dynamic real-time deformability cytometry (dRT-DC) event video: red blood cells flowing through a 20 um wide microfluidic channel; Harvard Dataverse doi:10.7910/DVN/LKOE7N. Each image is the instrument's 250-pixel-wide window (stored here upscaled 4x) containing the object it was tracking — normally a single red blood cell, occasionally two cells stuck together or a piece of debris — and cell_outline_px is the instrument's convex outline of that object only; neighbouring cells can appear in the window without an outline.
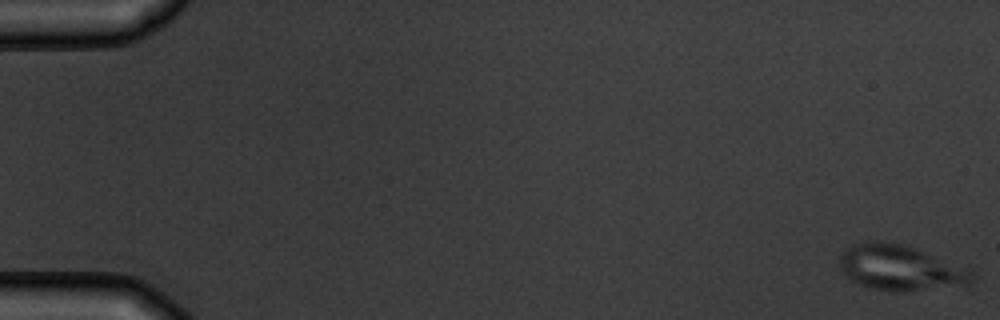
{"species": "common noctule bat (a hibernating species)", "species_latin": "Nyctalus noctula", "temperature_condition": "warm", "stored_images_in_passage": 5, "camera_frame_rate_fps": 3000, "um_per_image_px": 0.085, "animal": {"sex": "male", "body_mass_g": 19.5, "forearm_length_mm": 54.6}, "frame": {"image": 1, "passage_image": 1, "time_ms": 0.0, "image_size_px": [1000, 320], "cell_outline_px": [[976, 280], [972, 284], [904, 292], [900, 292], [872, 288], [860, 284], [844, 276], [840, 268], [840, 256], [844, 248], [868, 240], [880, 240], [900, 244], [916, 248], [972, 268]], "centroid_in_image_um": [76.58, 22.76], "position_along_channel_um": 8.4, "area_um2": 35.66}}